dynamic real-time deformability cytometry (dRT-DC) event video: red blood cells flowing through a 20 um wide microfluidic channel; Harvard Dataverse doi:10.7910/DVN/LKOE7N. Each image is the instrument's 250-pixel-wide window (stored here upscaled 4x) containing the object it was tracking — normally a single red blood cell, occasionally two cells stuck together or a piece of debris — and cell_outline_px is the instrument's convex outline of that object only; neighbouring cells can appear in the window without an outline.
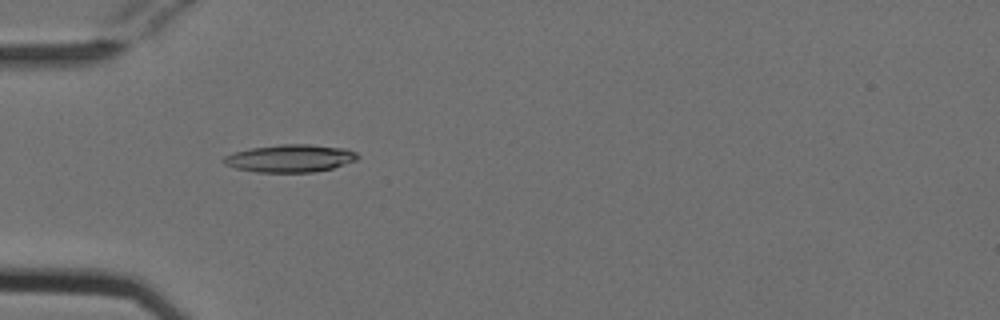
{"species": "Egyptian fruit bat (a non-hibernating species)", "species_latin": "Rousettus aegyptiacus", "temperature_condition": "cold", "stored_images_in_passage": 27, "camera_frame_rate_fps": 3000, "um_per_image_px": 0.085, "animal": {"sex": "female"}, "frame": {"image": 1, "passage_image": 3, "time_ms": 0.667, "image_size_px": [1000, 320], "cell_outline_px": [[360, 156], [356, 160], [332, 168], [312, 172], [256, 172], [236, 168], [224, 164], [220, 160], [224, 156], [248, 148], [280, 144], [308, 144], [344, 148], [356, 152]], "centroid_in_image_um": [24.63, 13.45], "position_along_channel_um": 60.4, "area_um2": 21.56}}
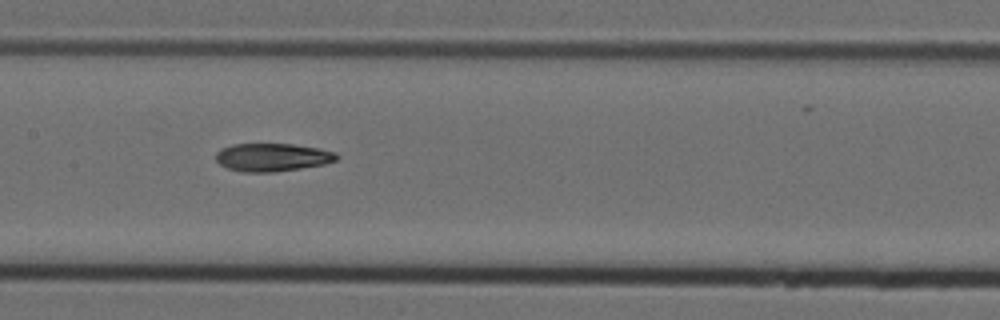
{"frame": {"image": 2, "passage_image": 13, "time_ms": 4.0, "image_size_px": [1000, 320], "cell_outline_px": [[340, 156], [336, 160], [324, 164], [300, 168], [272, 172], [244, 172], [228, 168], [220, 164], [216, 160], [216, 152], [220, 148], [232, 144], [292, 144], [320, 148], [336, 152]], "centroid_in_image_um": [23.15, 13.36], "position_along_channel_um": 184.2, "area_um2": 19.77}}
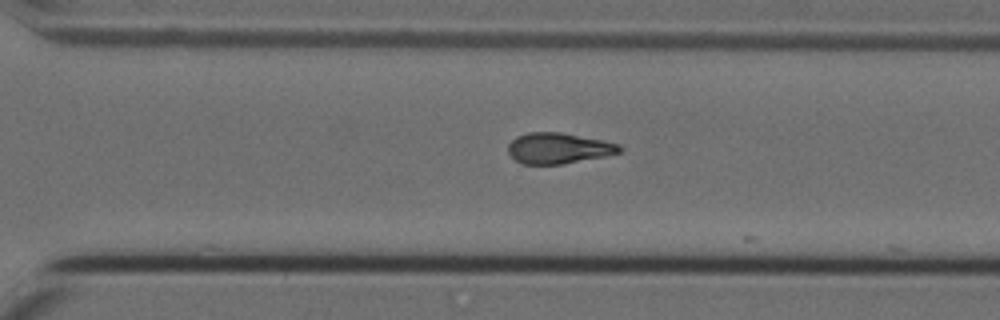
{"frame": {"image": 3, "passage_image": 24, "time_ms": 7.667, "image_size_px": [1000, 320], "cell_outline_px": [[620, 152], [604, 156], [564, 164], [520, 164], [508, 152], [508, 144], [516, 136], [528, 132], [560, 132], [604, 140], [620, 144]], "centroid_in_image_um": [47.45, 12.59], "position_along_channel_um": 323.2, "area_um2": 20.0}}